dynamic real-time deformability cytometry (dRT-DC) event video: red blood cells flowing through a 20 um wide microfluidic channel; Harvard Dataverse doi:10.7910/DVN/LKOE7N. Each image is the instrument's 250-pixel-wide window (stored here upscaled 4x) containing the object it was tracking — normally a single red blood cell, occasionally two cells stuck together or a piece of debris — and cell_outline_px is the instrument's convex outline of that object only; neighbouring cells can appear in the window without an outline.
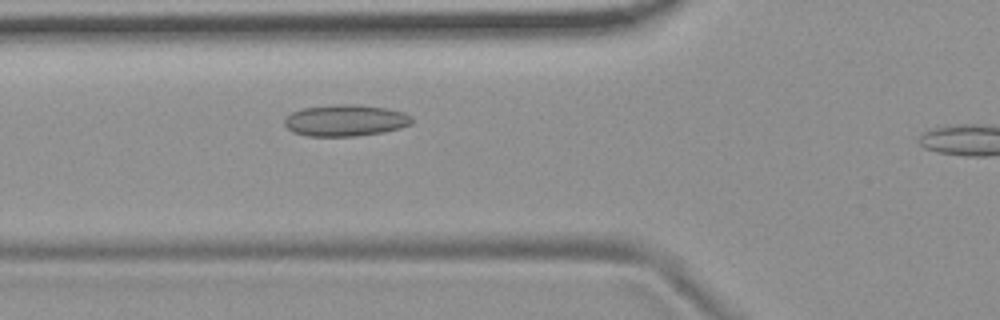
{"species": "common noctule bat (a hibernating species)", "species_latin": "Nyctalus noctula", "temperature_condition": "room temperature", "stored_images_in_passage": 4, "camera_frame_rate_fps": 3000, "um_per_image_px": 0.085, "animal": {"sex": "female", "body_mass_g": 19.9}, "frame": {"image": 1, "passage_image": 4, "time_ms": 3.667, "image_size_px": [1000, 320], "cell_outline_px": [[412, 124], [400, 128], [384, 132], [356, 136], [308, 136], [292, 132], [284, 124], [284, 120], [292, 112], [304, 108], [336, 104], [352, 104], [388, 108], [404, 112], [412, 116]], "centroid_in_image_um": [29.39, 10.24], "position_along_channel_um": 96.4, "area_um2": 23.47}}